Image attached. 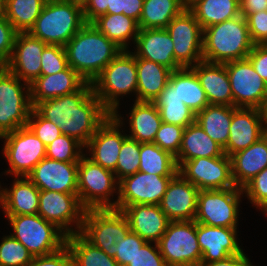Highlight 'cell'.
<instances>
[{
	"label": "cell",
	"instance_id": "6da1fadb",
	"mask_svg": "<svg viewBox=\"0 0 267 266\" xmlns=\"http://www.w3.org/2000/svg\"><path fill=\"white\" fill-rule=\"evenodd\" d=\"M33 108L56 124L62 134L73 137L83 146L111 115L89 82L76 92L38 102Z\"/></svg>",
	"mask_w": 267,
	"mask_h": 266
},
{
	"label": "cell",
	"instance_id": "7a4b0ae2",
	"mask_svg": "<svg viewBox=\"0 0 267 266\" xmlns=\"http://www.w3.org/2000/svg\"><path fill=\"white\" fill-rule=\"evenodd\" d=\"M64 48L68 65L89 83L122 51L92 23H85Z\"/></svg>",
	"mask_w": 267,
	"mask_h": 266
},
{
	"label": "cell",
	"instance_id": "3957f363",
	"mask_svg": "<svg viewBox=\"0 0 267 266\" xmlns=\"http://www.w3.org/2000/svg\"><path fill=\"white\" fill-rule=\"evenodd\" d=\"M254 44L244 16L203 29V60L211 63H226L247 58Z\"/></svg>",
	"mask_w": 267,
	"mask_h": 266
},
{
	"label": "cell",
	"instance_id": "277c9868",
	"mask_svg": "<svg viewBox=\"0 0 267 266\" xmlns=\"http://www.w3.org/2000/svg\"><path fill=\"white\" fill-rule=\"evenodd\" d=\"M85 23L80 0H47L29 33L47 45L64 47Z\"/></svg>",
	"mask_w": 267,
	"mask_h": 266
},
{
	"label": "cell",
	"instance_id": "5b68a950",
	"mask_svg": "<svg viewBox=\"0 0 267 266\" xmlns=\"http://www.w3.org/2000/svg\"><path fill=\"white\" fill-rule=\"evenodd\" d=\"M95 96L112 114L119 108L120 96L137 95L136 55L122 50L91 83ZM119 98V99H118Z\"/></svg>",
	"mask_w": 267,
	"mask_h": 266
},
{
	"label": "cell",
	"instance_id": "8992f818",
	"mask_svg": "<svg viewBox=\"0 0 267 266\" xmlns=\"http://www.w3.org/2000/svg\"><path fill=\"white\" fill-rule=\"evenodd\" d=\"M87 153L78 164L77 193L86 209H116L117 200L111 201L114 193L119 194V181L115 173L87 158ZM117 190V191H116Z\"/></svg>",
	"mask_w": 267,
	"mask_h": 266
},
{
	"label": "cell",
	"instance_id": "52a82bcc",
	"mask_svg": "<svg viewBox=\"0 0 267 266\" xmlns=\"http://www.w3.org/2000/svg\"><path fill=\"white\" fill-rule=\"evenodd\" d=\"M6 217L13 230L10 235L26 247L33 257L52 254L66 245L67 235L39 214Z\"/></svg>",
	"mask_w": 267,
	"mask_h": 266
},
{
	"label": "cell",
	"instance_id": "ba28073f",
	"mask_svg": "<svg viewBox=\"0 0 267 266\" xmlns=\"http://www.w3.org/2000/svg\"><path fill=\"white\" fill-rule=\"evenodd\" d=\"M5 66L0 70V136L27 126L32 104L30 84L21 82Z\"/></svg>",
	"mask_w": 267,
	"mask_h": 266
},
{
	"label": "cell",
	"instance_id": "9c48e42d",
	"mask_svg": "<svg viewBox=\"0 0 267 266\" xmlns=\"http://www.w3.org/2000/svg\"><path fill=\"white\" fill-rule=\"evenodd\" d=\"M241 195L243 197L240 187L199 190L194 221L209 226L237 228Z\"/></svg>",
	"mask_w": 267,
	"mask_h": 266
},
{
	"label": "cell",
	"instance_id": "30bf717a",
	"mask_svg": "<svg viewBox=\"0 0 267 266\" xmlns=\"http://www.w3.org/2000/svg\"><path fill=\"white\" fill-rule=\"evenodd\" d=\"M167 266H198L202 252L196 235V222L170 221L157 242Z\"/></svg>",
	"mask_w": 267,
	"mask_h": 266
},
{
	"label": "cell",
	"instance_id": "8fae6325",
	"mask_svg": "<svg viewBox=\"0 0 267 266\" xmlns=\"http://www.w3.org/2000/svg\"><path fill=\"white\" fill-rule=\"evenodd\" d=\"M0 139H5L2 151L10 166L5 172L7 175L27 177L46 157V146L28 126L8 132L0 136Z\"/></svg>",
	"mask_w": 267,
	"mask_h": 266
},
{
	"label": "cell",
	"instance_id": "7c38bea8",
	"mask_svg": "<svg viewBox=\"0 0 267 266\" xmlns=\"http://www.w3.org/2000/svg\"><path fill=\"white\" fill-rule=\"evenodd\" d=\"M130 230L122 211L116 209L86 210L80 234L109 256L110 247L125 239Z\"/></svg>",
	"mask_w": 267,
	"mask_h": 266
},
{
	"label": "cell",
	"instance_id": "4fadbf2b",
	"mask_svg": "<svg viewBox=\"0 0 267 266\" xmlns=\"http://www.w3.org/2000/svg\"><path fill=\"white\" fill-rule=\"evenodd\" d=\"M39 201L38 214L43 219L54 223L66 235L80 233L86 209L78 193L40 190Z\"/></svg>",
	"mask_w": 267,
	"mask_h": 266
},
{
	"label": "cell",
	"instance_id": "5bb4252c",
	"mask_svg": "<svg viewBox=\"0 0 267 266\" xmlns=\"http://www.w3.org/2000/svg\"><path fill=\"white\" fill-rule=\"evenodd\" d=\"M173 40L175 61L182 67H193L203 60V29L195 15L185 8L165 28Z\"/></svg>",
	"mask_w": 267,
	"mask_h": 266
},
{
	"label": "cell",
	"instance_id": "9a60e30c",
	"mask_svg": "<svg viewBox=\"0 0 267 266\" xmlns=\"http://www.w3.org/2000/svg\"><path fill=\"white\" fill-rule=\"evenodd\" d=\"M178 172L199 190L236 187L231 160L225 153L220 157H200L185 161Z\"/></svg>",
	"mask_w": 267,
	"mask_h": 266
},
{
	"label": "cell",
	"instance_id": "2e32d148",
	"mask_svg": "<svg viewBox=\"0 0 267 266\" xmlns=\"http://www.w3.org/2000/svg\"><path fill=\"white\" fill-rule=\"evenodd\" d=\"M175 175H156L141 171L119 181L116 210L134 205H159Z\"/></svg>",
	"mask_w": 267,
	"mask_h": 266
},
{
	"label": "cell",
	"instance_id": "e0dca14e",
	"mask_svg": "<svg viewBox=\"0 0 267 266\" xmlns=\"http://www.w3.org/2000/svg\"><path fill=\"white\" fill-rule=\"evenodd\" d=\"M229 77L234 107L260 108L267 95V83L248 58L224 63Z\"/></svg>",
	"mask_w": 267,
	"mask_h": 266
},
{
	"label": "cell",
	"instance_id": "ac0fdd59",
	"mask_svg": "<svg viewBox=\"0 0 267 266\" xmlns=\"http://www.w3.org/2000/svg\"><path fill=\"white\" fill-rule=\"evenodd\" d=\"M118 112L114 111L84 146V149L91 152L87 158L113 172L116 170L122 143L127 137V134L123 135L120 131L124 118Z\"/></svg>",
	"mask_w": 267,
	"mask_h": 266
},
{
	"label": "cell",
	"instance_id": "d6986e66",
	"mask_svg": "<svg viewBox=\"0 0 267 266\" xmlns=\"http://www.w3.org/2000/svg\"><path fill=\"white\" fill-rule=\"evenodd\" d=\"M46 46L29 32H18L5 67L23 82L31 84L41 75V54Z\"/></svg>",
	"mask_w": 267,
	"mask_h": 266
},
{
	"label": "cell",
	"instance_id": "ffe728a7",
	"mask_svg": "<svg viewBox=\"0 0 267 266\" xmlns=\"http://www.w3.org/2000/svg\"><path fill=\"white\" fill-rule=\"evenodd\" d=\"M78 164L45 157L27 177L39 190L77 193Z\"/></svg>",
	"mask_w": 267,
	"mask_h": 266
},
{
	"label": "cell",
	"instance_id": "44dd1931",
	"mask_svg": "<svg viewBox=\"0 0 267 266\" xmlns=\"http://www.w3.org/2000/svg\"><path fill=\"white\" fill-rule=\"evenodd\" d=\"M266 133L259 108L233 106L229 139L223 151L230 157L248 148Z\"/></svg>",
	"mask_w": 267,
	"mask_h": 266
},
{
	"label": "cell",
	"instance_id": "7402d4cb",
	"mask_svg": "<svg viewBox=\"0 0 267 266\" xmlns=\"http://www.w3.org/2000/svg\"><path fill=\"white\" fill-rule=\"evenodd\" d=\"M196 235L202 252L201 263L225 260L243 252L237 240V228L196 223Z\"/></svg>",
	"mask_w": 267,
	"mask_h": 266
},
{
	"label": "cell",
	"instance_id": "603a6c76",
	"mask_svg": "<svg viewBox=\"0 0 267 266\" xmlns=\"http://www.w3.org/2000/svg\"><path fill=\"white\" fill-rule=\"evenodd\" d=\"M199 189L179 172L171 179L159 204L170 221L194 220Z\"/></svg>",
	"mask_w": 267,
	"mask_h": 266
},
{
	"label": "cell",
	"instance_id": "cb8c5ba5",
	"mask_svg": "<svg viewBox=\"0 0 267 266\" xmlns=\"http://www.w3.org/2000/svg\"><path fill=\"white\" fill-rule=\"evenodd\" d=\"M138 58L159 63L175 71L182 68L174 57L173 40L165 28L139 29L135 41Z\"/></svg>",
	"mask_w": 267,
	"mask_h": 266
},
{
	"label": "cell",
	"instance_id": "d4e9b609",
	"mask_svg": "<svg viewBox=\"0 0 267 266\" xmlns=\"http://www.w3.org/2000/svg\"><path fill=\"white\" fill-rule=\"evenodd\" d=\"M129 228L146 242L157 243L170 223L159 205L134 204L123 208Z\"/></svg>",
	"mask_w": 267,
	"mask_h": 266
},
{
	"label": "cell",
	"instance_id": "484cf974",
	"mask_svg": "<svg viewBox=\"0 0 267 266\" xmlns=\"http://www.w3.org/2000/svg\"><path fill=\"white\" fill-rule=\"evenodd\" d=\"M86 83V80L70 66L55 74L40 75L30 84L32 107L38 102L76 92Z\"/></svg>",
	"mask_w": 267,
	"mask_h": 266
},
{
	"label": "cell",
	"instance_id": "4316f807",
	"mask_svg": "<svg viewBox=\"0 0 267 266\" xmlns=\"http://www.w3.org/2000/svg\"><path fill=\"white\" fill-rule=\"evenodd\" d=\"M204 89L209 104L233 106V95L224 63L200 61L191 67Z\"/></svg>",
	"mask_w": 267,
	"mask_h": 266
},
{
	"label": "cell",
	"instance_id": "83f0119b",
	"mask_svg": "<svg viewBox=\"0 0 267 266\" xmlns=\"http://www.w3.org/2000/svg\"><path fill=\"white\" fill-rule=\"evenodd\" d=\"M232 177L242 188L267 167V133L248 148L230 156Z\"/></svg>",
	"mask_w": 267,
	"mask_h": 266
},
{
	"label": "cell",
	"instance_id": "f1b7e54d",
	"mask_svg": "<svg viewBox=\"0 0 267 266\" xmlns=\"http://www.w3.org/2000/svg\"><path fill=\"white\" fill-rule=\"evenodd\" d=\"M12 187L2 189V203L6 216L38 214L40 190L28 177H16Z\"/></svg>",
	"mask_w": 267,
	"mask_h": 266
},
{
	"label": "cell",
	"instance_id": "f546056e",
	"mask_svg": "<svg viewBox=\"0 0 267 266\" xmlns=\"http://www.w3.org/2000/svg\"><path fill=\"white\" fill-rule=\"evenodd\" d=\"M137 96L135 101L154 102L169 82L168 67L136 56Z\"/></svg>",
	"mask_w": 267,
	"mask_h": 266
},
{
	"label": "cell",
	"instance_id": "4dcf8cb0",
	"mask_svg": "<svg viewBox=\"0 0 267 266\" xmlns=\"http://www.w3.org/2000/svg\"><path fill=\"white\" fill-rule=\"evenodd\" d=\"M223 154V148L212 140L195 121L184 129L181 148L175 158L179 168L187 160L220 157Z\"/></svg>",
	"mask_w": 267,
	"mask_h": 266
},
{
	"label": "cell",
	"instance_id": "1f68e13d",
	"mask_svg": "<svg viewBox=\"0 0 267 266\" xmlns=\"http://www.w3.org/2000/svg\"><path fill=\"white\" fill-rule=\"evenodd\" d=\"M129 114L131 134L127 136L139 143H153L162 123L156 105L153 102L135 101Z\"/></svg>",
	"mask_w": 267,
	"mask_h": 266
},
{
	"label": "cell",
	"instance_id": "d6a6232c",
	"mask_svg": "<svg viewBox=\"0 0 267 266\" xmlns=\"http://www.w3.org/2000/svg\"><path fill=\"white\" fill-rule=\"evenodd\" d=\"M92 24L122 50H129L130 40L135 44L139 33L138 22L123 13L101 15Z\"/></svg>",
	"mask_w": 267,
	"mask_h": 266
},
{
	"label": "cell",
	"instance_id": "836d02e7",
	"mask_svg": "<svg viewBox=\"0 0 267 266\" xmlns=\"http://www.w3.org/2000/svg\"><path fill=\"white\" fill-rule=\"evenodd\" d=\"M233 106L209 104L198 112L195 121L212 140L224 148L229 139Z\"/></svg>",
	"mask_w": 267,
	"mask_h": 266
},
{
	"label": "cell",
	"instance_id": "e575fe53",
	"mask_svg": "<svg viewBox=\"0 0 267 266\" xmlns=\"http://www.w3.org/2000/svg\"><path fill=\"white\" fill-rule=\"evenodd\" d=\"M169 82L177 88L180 100L195 114L203 110L209 102L200 81L191 67H184L172 71Z\"/></svg>",
	"mask_w": 267,
	"mask_h": 266
},
{
	"label": "cell",
	"instance_id": "d590c367",
	"mask_svg": "<svg viewBox=\"0 0 267 266\" xmlns=\"http://www.w3.org/2000/svg\"><path fill=\"white\" fill-rule=\"evenodd\" d=\"M187 8L202 29L241 15L239 0H194Z\"/></svg>",
	"mask_w": 267,
	"mask_h": 266
},
{
	"label": "cell",
	"instance_id": "8d00e7d4",
	"mask_svg": "<svg viewBox=\"0 0 267 266\" xmlns=\"http://www.w3.org/2000/svg\"><path fill=\"white\" fill-rule=\"evenodd\" d=\"M158 108L162 122L182 127L195 122L196 114L177 95V88L170 82L153 102Z\"/></svg>",
	"mask_w": 267,
	"mask_h": 266
},
{
	"label": "cell",
	"instance_id": "74e56055",
	"mask_svg": "<svg viewBox=\"0 0 267 266\" xmlns=\"http://www.w3.org/2000/svg\"><path fill=\"white\" fill-rule=\"evenodd\" d=\"M185 8L183 0H144L139 29L166 28Z\"/></svg>",
	"mask_w": 267,
	"mask_h": 266
},
{
	"label": "cell",
	"instance_id": "f35d334b",
	"mask_svg": "<svg viewBox=\"0 0 267 266\" xmlns=\"http://www.w3.org/2000/svg\"><path fill=\"white\" fill-rule=\"evenodd\" d=\"M66 245L72 254L74 266H119L113 257L93 246L80 233L67 235Z\"/></svg>",
	"mask_w": 267,
	"mask_h": 266
},
{
	"label": "cell",
	"instance_id": "ab89813d",
	"mask_svg": "<svg viewBox=\"0 0 267 266\" xmlns=\"http://www.w3.org/2000/svg\"><path fill=\"white\" fill-rule=\"evenodd\" d=\"M139 171L156 175H176V158L155 143H140Z\"/></svg>",
	"mask_w": 267,
	"mask_h": 266
},
{
	"label": "cell",
	"instance_id": "60d3db41",
	"mask_svg": "<svg viewBox=\"0 0 267 266\" xmlns=\"http://www.w3.org/2000/svg\"><path fill=\"white\" fill-rule=\"evenodd\" d=\"M47 0H6V19L17 32H29Z\"/></svg>",
	"mask_w": 267,
	"mask_h": 266
},
{
	"label": "cell",
	"instance_id": "b9f144b4",
	"mask_svg": "<svg viewBox=\"0 0 267 266\" xmlns=\"http://www.w3.org/2000/svg\"><path fill=\"white\" fill-rule=\"evenodd\" d=\"M84 146L73 137L61 134L46 146V157L63 162H79Z\"/></svg>",
	"mask_w": 267,
	"mask_h": 266
},
{
	"label": "cell",
	"instance_id": "7bdbcfd3",
	"mask_svg": "<svg viewBox=\"0 0 267 266\" xmlns=\"http://www.w3.org/2000/svg\"><path fill=\"white\" fill-rule=\"evenodd\" d=\"M140 143L130 137H126L122 143L114 171L118 181L126 176L135 174L140 166Z\"/></svg>",
	"mask_w": 267,
	"mask_h": 266
},
{
	"label": "cell",
	"instance_id": "ee69618b",
	"mask_svg": "<svg viewBox=\"0 0 267 266\" xmlns=\"http://www.w3.org/2000/svg\"><path fill=\"white\" fill-rule=\"evenodd\" d=\"M33 256L11 235L2 238L0 243V266H28Z\"/></svg>",
	"mask_w": 267,
	"mask_h": 266
},
{
	"label": "cell",
	"instance_id": "f6af8a7d",
	"mask_svg": "<svg viewBox=\"0 0 267 266\" xmlns=\"http://www.w3.org/2000/svg\"><path fill=\"white\" fill-rule=\"evenodd\" d=\"M184 129L182 126L162 122L153 143L176 157L181 148Z\"/></svg>",
	"mask_w": 267,
	"mask_h": 266
},
{
	"label": "cell",
	"instance_id": "bcb514c9",
	"mask_svg": "<svg viewBox=\"0 0 267 266\" xmlns=\"http://www.w3.org/2000/svg\"><path fill=\"white\" fill-rule=\"evenodd\" d=\"M242 191L254 207L267 215V167L246 183Z\"/></svg>",
	"mask_w": 267,
	"mask_h": 266
},
{
	"label": "cell",
	"instance_id": "7dc6e473",
	"mask_svg": "<svg viewBox=\"0 0 267 266\" xmlns=\"http://www.w3.org/2000/svg\"><path fill=\"white\" fill-rule=\"evenodd\" d=\"M145 242L136 233L129 230L125 239L110 247L109 256L113 257L119 266H126Z\"/></svg>",
	"mask_w": 267,
	"mask_h": 266
},
{
	"label": "cell",
	"instance_id": "c3c4849f",
	"mask_svg": "<svg viewBox=\"0 0 267 266\" xmlns=\"http://www.w3.org/2000/svg\"><path fill=\"white\" fill-rule=\"evenodd\" d=\"M65 48L60 45H47L41 54V75H51L68 67Z\"/></svg>",
	"mask_w": 267,
	"mask_h": 266
},
{
	"label": "cell",
	"instance_id": "681fc988",
	"mask_svg": "<svg viewBox=\"0 0 267 266\" xmlns=\"http://www.w3.org/2000/svg\"><path fill=\"white\" fill-rule=\"evenodd\" d=\"M27 126L44 143L45 146H48L53 140L62 134L56 124L43 118L34 108H32L30 112Z\"/></svg>",
	"mask_w": 267,
	"mask_h": 266
},
{
	"label": "cell",
	"instance_id": "f907efd6",
	"mask_svg": "<svg viewBox=\"0 0 267 266\" xmlns=\"http://www.w3.org/2000/svg\"><path fill=\"white\" fill-rule=\"evenodd\" d=\"M126 266H167L157 243L145 242Z\"/></svg>",
	"mask_w": 267,
	"mask_h": 266
},
{
	"label": "cell",
	"instance_id": "816d5d0a",
	"mask_svg": "<svg viewBox=\"0 0 267 266\" xmlns=\"http://www.w3.org/2000/svg\"><path fill=\"white\" fill-rule=\"evenodd\" d=\"M249 35L254 45L267 44V12L259 11L245 16Z\"/></svg>",
	"mask_w": 267,
	"mask_h": 266
},
{
	"label": "cell",
	"instance_id": "f5cc1de1",
	"mask_svg": "<svg viewBox=\"0 0 267 266\" xmlns=\"http://www.w3.org/2000/svg\"><path fill=\"white\" fill-rule=\"evenodd\" d=\"M17 33L6 18H0V63L3 66L11 57Z\"/></svg>",
	"mask_w": 267,
	"mask_h": 266
},
{
	"label": "cell",
	"instance_id": "db71d44e",
	"mask_svg": "<svg viewBox=\"0 0 267 266\" xmlns=\"http://www.w3.org/2000/svg\"><path fill=\"white\" fill-rule=\"evenodd\" d=\"M28 266H74V262L69 248L65 245L52 254L33 257Z\"/></svg>",
	"mask_w": 267,
	"mask_h": 266
},
{
	"label": "cell",
	"instance_id": "11a10c76",
	"mask_svg": "<svg viewBox=\"0 0 267 266\" xmlns=\"http://www.w3.org/2000/svg\"><path fill=\"white\" fill-rule=\"evenodd\" d=\"M247 58L252 63L254 70L267 83V44L254 45Z\"/></svg>",
	"mask_w": 267,
	"mask_h": 266
},
{
	"label": "cell",
	"instance_id": "9f6ffc18",
	"mask_svg": "<svg viewBox=\"0 0 267 266\" xmlns=\"http://www.w3.org/2000/svg\"><path fill=\"white\" fill-rule=\"evenodd\" d=\"M111 0H82L83 17L86 23H92L99 16L107 14Z\"/></svg>",
	"mask_w": 267,
	"mask_h": 266
},
{
	"label": "cell",
	"instance_id": "6f0895ef",
	"mask_svg": "<svg viewBox=\"0 0 267 266\" xmlns=\"http://www.w3.org/2000/svg\"><path fill=\"white\" fill-rule=\"evenodd\" d=\"M198 266H254L249 261V258L246 256L243 251L241 254L231 255L225 260L211 262V263H200Z\"/></svg>",
	"mask_w": 267,
	"mask_h": 266
},
{
	"label": "cell",
	"instance_id": "680465c9",
	"mask_svg": "<svg viewBox=\"0 0 267 266\" xmlns=\"http://www.w3.org/2000/svg\"><path fill=\"white\" fill-rule=\"evenodd\" d=\"M144 0H121L122 13L139 23Z\"/></svg>",
	"mask_w": 267,
	"mask_h": 266
},
{
	"label": "cell",
	"instance_id": "91938a15",
	"mask_svg": "<svg viewBox=\"0 0 267 266\" xmlns=\"http://www.w3.org/2000/svg\"><path fill=\"white\" fill-rule=\"evenodd\" d=\"M240 14L242 16L250 15L259 11H266L267 0H239Z\"/></svg>",
	"mask_w": 267,
	"mask_h": 266
},
{
	"label": "cell",
	"instance_id": "94428289",
	"mask_svg": "<svg viewBox=\"0 0 267 266\" xmlns=\"http://www.w3.org/2000/svg\"><path fill=\"white\" fill-rule=\"evenodd\" d=\"M107 13L109 14H120L121 10V0H111L110 6L107 8Z\"/></svg>",
	"mask_w": 267,
	"mask_h": 266
},
{
	"label": "cell",
	"instance_id": "6125c7cd",
	"mask_svg": "<svg viewBox=\"0 0 267 266\" xmlns=\"http://www.w3.org/2000/svg\"><path fill=\"white\" fill-rule=\"evenodd\" d=\"M259 109H260L261 117L263 119L264 127L267 131V95H266L265 100L263 101V103Z\"/></svg>",
	"mask_w": 267,
	"mask_h": 266
},
{
	"label": "cell",
	"instance_id": "be15d7a7",
	"mask_svg": "<svg viewBox=\"0 0 267 266\" xmlns=\"http://www.w3.org/2000/svg\"><path fill=\"white\" fill-rule=\"evenodd\" d=\"M0 18H6V0H0Z\"/></svg>",
	"mask_w": 267,
	"mask_h": 266
},
{
	"label": "cell",
	"instance_id": "e7e4bbea",
	"mask_svg": "<svg viewBox=\"0 0 267 266\" xmlns=\"http://www.w3.org/2000/svg\"><path fill=\"white\" fill-rule=\"evenodd\" d=\"M194 0H183L184 4L188 7Z\"/></svg>",
	"mask_w": 267,
	"mask_h": 266
},
{
	"label": "cell",
	"instance_id": "03108f58",
	"mask_svg": "<svg viewBox=\"0 0 267 266\" xmlns=\"http://www.w3.org/2000/svg\"><path fill=\"white\" fill-rule=\"evenodd\" d=\"M1 189H3V188L0 185V206H1V203H2V190Z\"/></svg>",
	"mask_w": 267,
	"mask_h": 266
}]
</instances>
